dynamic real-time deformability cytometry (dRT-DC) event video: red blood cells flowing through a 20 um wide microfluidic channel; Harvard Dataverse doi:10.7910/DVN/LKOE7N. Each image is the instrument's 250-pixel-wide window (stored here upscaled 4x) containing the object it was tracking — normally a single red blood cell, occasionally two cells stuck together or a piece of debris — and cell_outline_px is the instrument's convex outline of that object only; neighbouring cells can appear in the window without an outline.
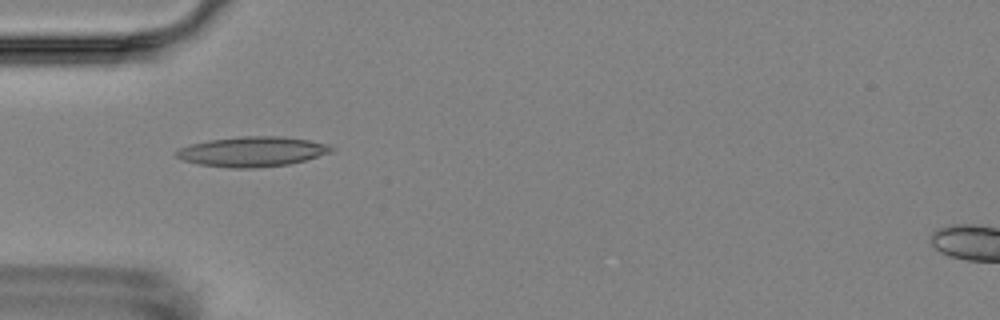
{"species": "Egyptian fruit bat (a non-hibernating species)", "species_latin": "Rousettus aegyptiacus", "temperature_condition": "room temperature", "stored_images_in_passage": 7, "camera_frame_rate_fps": 3000, "um_per_image_px": 0.085, "animal": {"sex": "female"}, "frame": {"image": 1, "passage_image": 4, "time_ms": 4.333, "image_size_px": [1000, 320], "cell_outline_px": [[336, 148], [332, 152], [304, 160], [288, 164], [256, 168], [228, 168], [200, 164], [184, 160], [176, 156], [176, 152], [180, 148], [192, 144], [208, 140], [244, 136], [280, 136], [308, 140], [328, 144]], "centroid_in_image_um": [21.47, 12.88], "position_along_channel_um": 63.5, "area_um2": 26.88}}
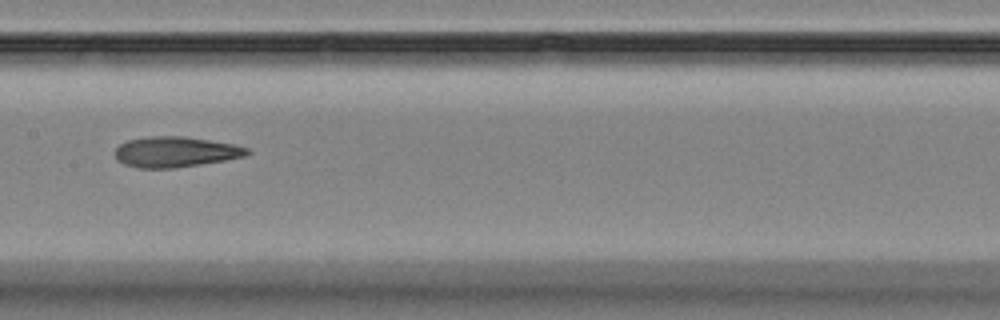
{"frame": {"image": 2, "passage_image": 7, "time_ms": 8.0, "image_size_px": [1000, 320], "cell_outline_px": [[252, 152], [248, 156], [200, 164], [172, 168], [136, 168], [124, 164], [116, 160], [116, 148], [120, 144], [128, 140], [148, 136], [184, 136], [232, 144], [248, 148]], "centroid_in_image_um": [14.91, 12.91], "position_along_channel_um": 192.5, "area_um2": 23.47}}